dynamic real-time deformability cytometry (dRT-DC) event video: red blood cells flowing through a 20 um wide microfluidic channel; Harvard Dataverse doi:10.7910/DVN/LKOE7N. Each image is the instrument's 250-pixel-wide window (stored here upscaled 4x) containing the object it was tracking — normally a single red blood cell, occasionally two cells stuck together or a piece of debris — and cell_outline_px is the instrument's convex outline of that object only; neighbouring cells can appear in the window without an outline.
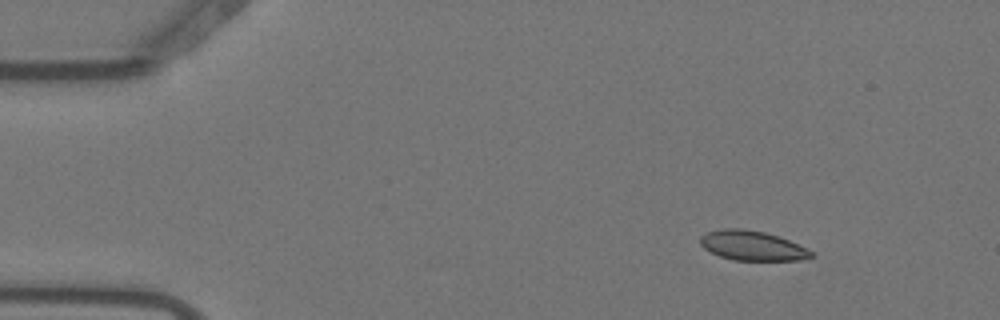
{"species": "Egyptian fruit bat (a non-hibernating species)", "species_latin": "Rousettus aegyptiacus", "temperature_condition": "warm", "stored_images_in_passage": 5, "camera_frame_rate_fps": 3000, "um_per_image_px": 0.085, "animal": {"sex": "female"}, "frame": {"image": 1, "passage_image": 2, "time_ms": 0.333, "image_size_px": [1000, 320], "cell_outline_px": [[812, 256], [800, 260], [732, 260], [720, 256], [704, 248], [700, 244], [700, 236], [708, 232], [724, 228], [740, 228], [764, 232], [788, 240], [812, 252]], "centroid_in_image_um": [63.88, 20.88], "position_along_channel_um": 21.1, "area_um2": 18.79}}
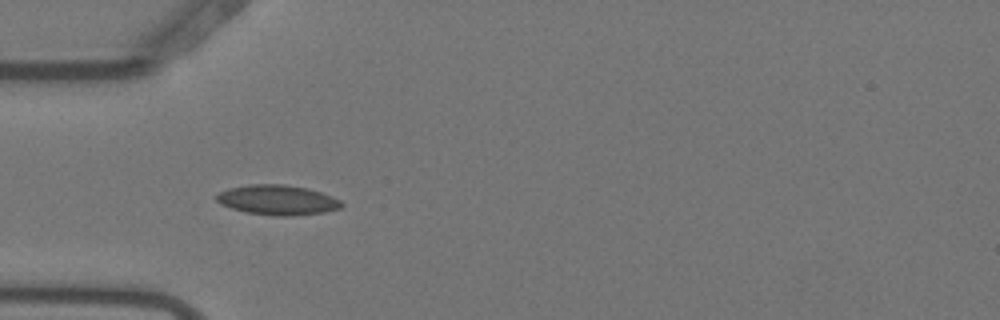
{"frame": {"image": 2, "passage_image": 4, "time_ms": 1.0, "image_size_px": [1000, 320], "cell_outline_px": [[344, 204], [340, 208], [324, 212], [288, 216], [276, 216], [248, 212], [232, 208], [220, 204], [216, 200], [216, 196], [220, 192], [228, 188], [248, 184], [284, 184], [308, 188], [332, 196], [340, 200]], "centroid_in_image_um": [23.59, 16.99], "position_along_channel_um": 61.4, "area_um2": 21.73}}
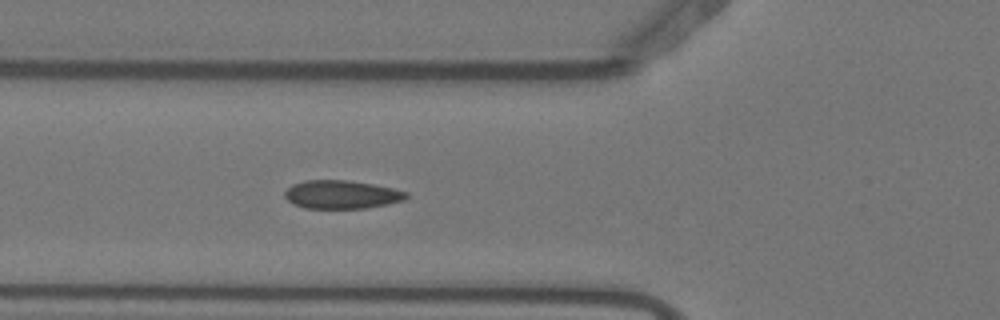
{"frame": {"image": 3, "passage_image": 5, "time_ms": 1.333, "image_size_px": [1000, 320], "cell_outline_px": [[408, 196], [404, 200], [388, 204], [364, 208], [304, 208], [292, 204], [284, 196], [284, 192], [292, 184], [304, 180], [348, 180], [396, 188], [408, 192]], "centroid_in_image_um": [29.04, 16.53], "position_along_channel_um": 96.8, "area_um2": 20.23}}